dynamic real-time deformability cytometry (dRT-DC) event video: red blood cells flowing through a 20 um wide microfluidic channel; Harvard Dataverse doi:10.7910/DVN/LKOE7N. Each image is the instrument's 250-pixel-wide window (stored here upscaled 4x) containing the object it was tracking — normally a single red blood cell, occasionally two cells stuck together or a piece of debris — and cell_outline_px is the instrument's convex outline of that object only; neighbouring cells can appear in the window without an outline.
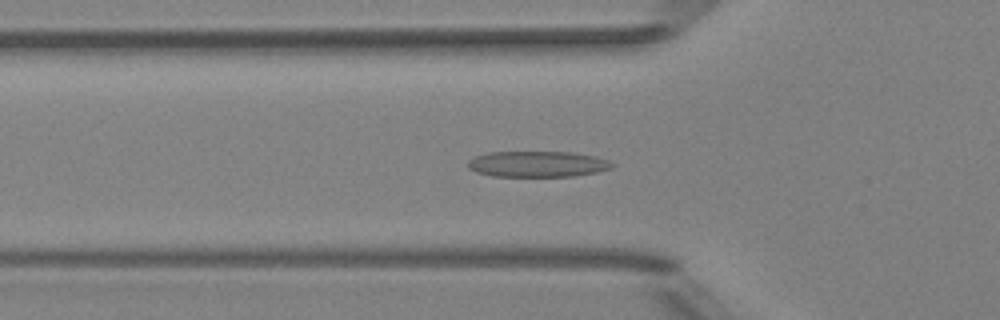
{"species": "Egyptian fruit bat (a non-hibernating species)", "species_latin": "Rousettus aegyptiacus", "temperature_condition": "room temperature", "stored_images_in_passage": 52, "camera_frame_rate_fps": 3000, "um_per_image_px": 0.085, "animal": {"sex": "female"}, "frame": {"image": 1, "passage_image": 18, "time_ms": 5.667, "image_size_px": [1000, 320], "cell_outline_px": [[616, 164], [612, 168], [596, 172], [576, 176], [492, 176], [476, 172], [468, 168], [468, 160], [476, 156], [488, 152], [572, 152], [596, 156], [608, 160]], "centroid_in_image_um": [45.71, 13.94], "position_along_channel_um": 80.1, "area_um2": 21.85}}
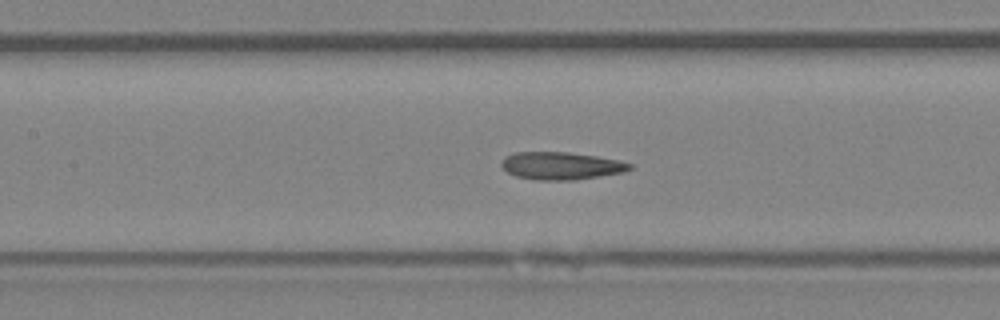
{"frame": {"image": 2, "passage_image": 24, "time_ms": 7.667, "image_size_px": [1000, 320], "cell_outline_px": [[632, 168], [624, 172], [572, 180], [532, 180], [516, 176], [508, 172], [500, 164], [504, 156], [516, 152], [568, 152], [596, 156], [620, 160], [632, 164]], "centroid_in_image_um": [47.68, 14.09], "position_along_channel_um": 159.7, "area_um2": 20.63}}
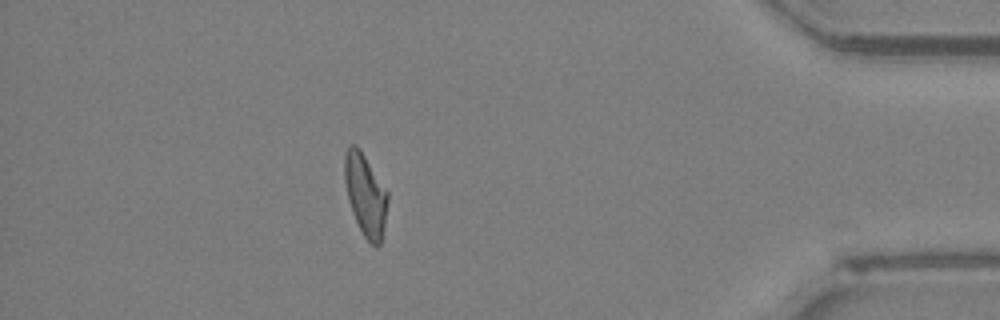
{"frame": {"image": 3, "passage_image": 46, "time_ms": 15.0, "image_size_px": [1000, 320], "cell_outline_px": [[388, 200], [384, 224], [380, 244], [372, 244], [364, 236], [352, 212], [348, 200], [344, 180], [344, 156], [348, 144], [356, 144], [360, 148], [388, 192]], "centroid_in_image_um": [31.04, 16.48], "position_along_channel_um": 404.2, "area_um2": 20.46}, "authors_computed_cell_mechanics": {"area_um2": 20.7213, "velocity_mm_per_s": 3.9835, "shape_relaxation_time_tau1_ms": null, "shape_relaxation_time_tau2_ms": 3.4005, "deformation_change_tau1": null, "deformation_change_tau2": 0.1347}}